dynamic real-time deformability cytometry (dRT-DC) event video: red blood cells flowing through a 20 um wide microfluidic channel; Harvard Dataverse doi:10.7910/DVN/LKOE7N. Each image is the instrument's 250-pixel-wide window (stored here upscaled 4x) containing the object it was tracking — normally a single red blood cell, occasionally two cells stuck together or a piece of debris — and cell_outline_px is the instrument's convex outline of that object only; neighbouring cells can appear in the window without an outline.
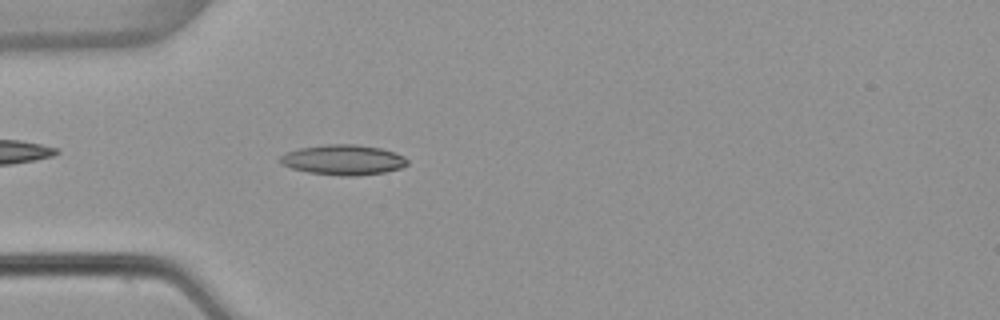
{"species": "common noctule bat (a hibernating species)", "species_latin": "Nyctalus noctula", "temperature_condition": "warm", "stored_images_in_passage": 52, "camera_frame_rate_fps": 3000, "um_per_image_px": 0.085, "animal": {"sex": "female", "body_mass_g": 22.7, "forearm_length_mm": 54.2}, "frame": {"image": 1, "passage_image": 15, "time_ms": 4.667, "image_size_px": [1000, 320], "cell_outline_px": [[408, 164], [400, 168], [384, 172], [356, 176], [340, 176], [308, 172], [292, 168], [280, 164], [280, 156], [288, 152], [300, 148], [328, 144], [356, 144], [380, 148], [396, 152], [404, 156], [408, 160]], "centroid_in_image_um": [29.2, 13.59], "position_along_channel_um": 55.8, "area_um2": 22.37}}
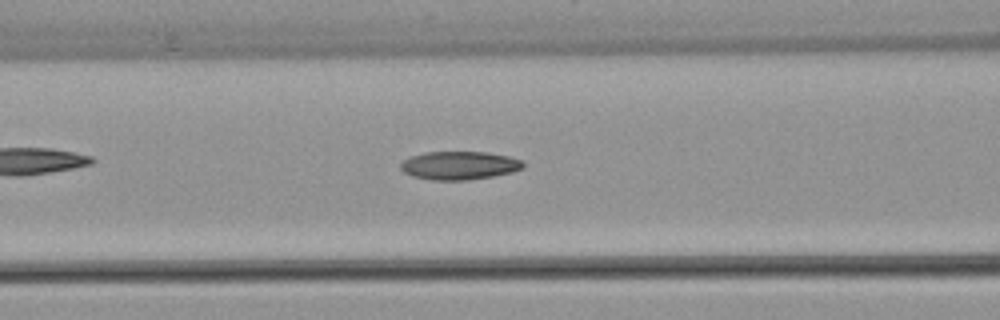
{"frame": {"image": 2, "passage_image": 21, "time_ms": 6.667, "image_size_px": [1000, 320], "cell_outline_px": [[524, 168], [512, 172], [492, 176], [468, 180], [432, 180], [412, 176], [404, 172], [400, 168], [400, 164], [408, 156], [424, 152], [488, 152], [508, 156], [520, 160], [524, 164]], "centroid_in_image_um": [39.01, 14.06], "position_along_channel_um": 127.6, "area_um2": 20.29}}
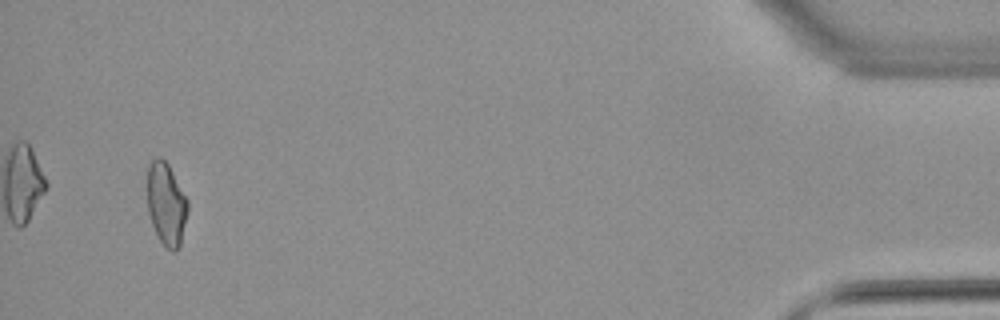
{"frame": {"image": 3, "passage_image": 50, "time_ms": 16.333, "image_size_px": [1000, 320], "cell_outline_px": [[188, 212], [180, 244], [176, 252], [172, 252], [160, 240], [152, 224], [148, 212], [148, 164], [156, 156], [160, 156], [168, 164], [188, 200]], "centroid_in_image_um": [14.14, 17.32], "position_along_channel_um": 421.1, "area_um2": 19.36}, "authors_computed_cell_mechanics": {"area_um2": 19.8543, "velocity_mm_per_s": 3.8648, "shape_relaxation_time_tau1_ms": null, "shape_relaxation_time_tau2_ms": 9.4361, "deformation_change_tau1": null, "deformation_change_tau2": 0.1825}}